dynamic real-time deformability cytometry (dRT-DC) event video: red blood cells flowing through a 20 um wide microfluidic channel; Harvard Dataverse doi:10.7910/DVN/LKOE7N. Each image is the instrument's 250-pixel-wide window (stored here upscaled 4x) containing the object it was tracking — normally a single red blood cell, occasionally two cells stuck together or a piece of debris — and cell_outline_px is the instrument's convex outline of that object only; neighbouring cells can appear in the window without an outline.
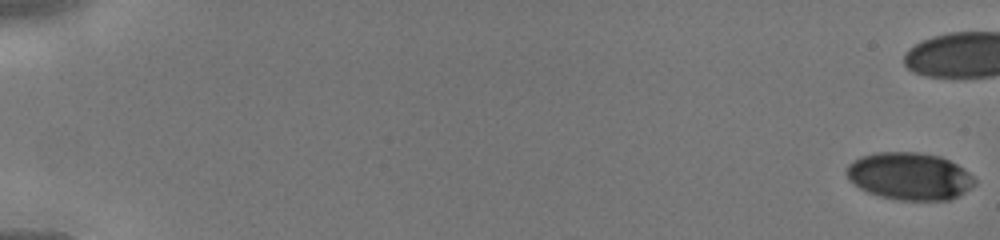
{"species": "human", "species_latin": "Homo sapiens", "temperature_condition": "cold", "stored_images_in_passage": 39, "camera_frame_rate_fps": 3000, "um_per_image_px": 0.085, "donor": {"sex": "male"}, "frame": {"image": 1, "passage_image": 1, "time_ms": 0.0, "image_size_px": [1000, 240], "cell_outline_px": [[976, 184], [964, 192], [948, 200], [896, 200], [880, 196], [868, 192], [860, 188], [848, 180], [844, 172], [848, 164], [852, 160], [860, 156], [876, 152], [916, 152], [940, 156], [964, 168], [976, 180]], "centroid_in_image_um": [77.27, 14.97], "position_along_channel_um": 7.7, "area_um2": 35.55}}
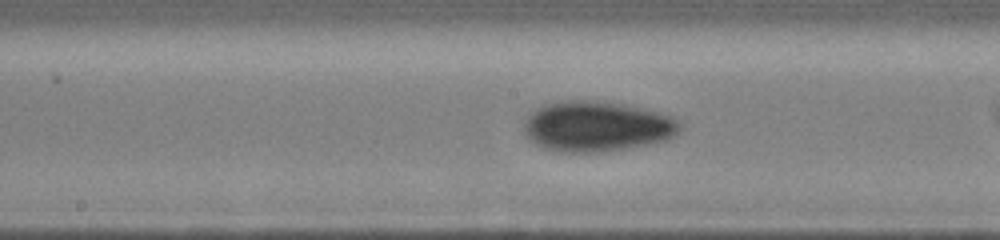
{"frame": {"image": 2, "passage_image": 26, "time_ms": 8.333, "image_size_px": [1000, 240], "cell_outline_px": [[684, 124], [680, 132], [668, 140], [648, 144], [624, 148], [596, 152], [560, 152], [544, 148], [536, 144], [524, 132], [524, 124], [528, 116], [532, 112], [544, 104], [568, 100], [584, 100], [624, 104], [644, 108], [660, 112], [672, 116], [680, 120]], "centroid_in_image_um": [50.8, 10.74], "position_along_channel_um": 197.4, "area_um2": 45.84}}
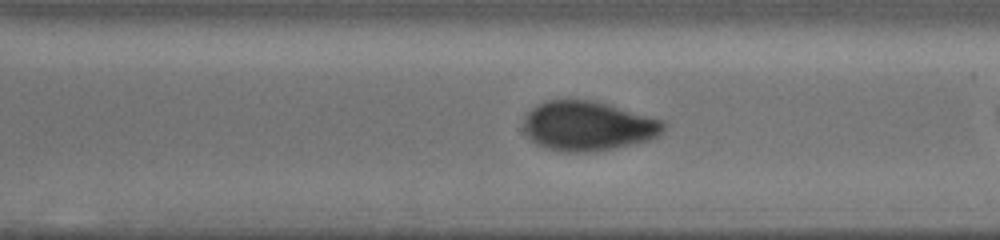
{"frame": {"image": 3, "passage_image": 34, "time_ms": 11.0, "image_size_px": [1000, 240], "cell_outline_px": [[668, 124], [664, 132], [660, 136], [648, 140], [632, 144], [596, 152], [568, 152], [548, 148], [536, 144], [528, 136], [524, 128], [524, 116], [536, 104], [544, 100], [592, 100], [608, 104], [664, 120]], "centroid_in_image_um": [50.01, 10.7], "position_along_channel_um": 320.6, "area_um2": 40.69}}